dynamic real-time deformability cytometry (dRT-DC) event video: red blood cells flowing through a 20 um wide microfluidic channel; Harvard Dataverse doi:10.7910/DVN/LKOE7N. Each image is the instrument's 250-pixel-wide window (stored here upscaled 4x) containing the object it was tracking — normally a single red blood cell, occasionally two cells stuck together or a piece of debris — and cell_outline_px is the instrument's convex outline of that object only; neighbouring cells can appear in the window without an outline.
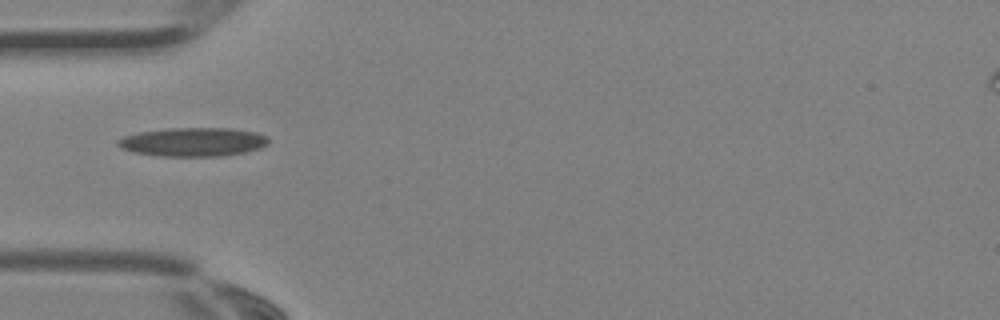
{"species": "Egyptian fruit bat (a non-hibernating species)", "species_latin": "Rousettus aegyptiacus", "temperature_condition": "room temperature", "stored_images_in_passage": 2, "camera_frame_rate_fps": 3000, "um_per_image_px": 0.085, "animal": {"sex": "female"}, "frame": {"image": 1, "passage_image": 2, "time_ms": 0.333, "image_size_px": [1000, 320], "cell_outline_px": [[268, 144], [260, 148], [244, 152], [220, 156], [160, 156], [132, 152], [120, 148], [116, 144], [116, 140], [124, 136], [140, 132], [168, 128], [232, 128], [256, 132], [268, 136]], "centroid_in_image_um": [16.4, 12.06], "position_along_channel_um": 68.6, "area_um2": 25.37}}